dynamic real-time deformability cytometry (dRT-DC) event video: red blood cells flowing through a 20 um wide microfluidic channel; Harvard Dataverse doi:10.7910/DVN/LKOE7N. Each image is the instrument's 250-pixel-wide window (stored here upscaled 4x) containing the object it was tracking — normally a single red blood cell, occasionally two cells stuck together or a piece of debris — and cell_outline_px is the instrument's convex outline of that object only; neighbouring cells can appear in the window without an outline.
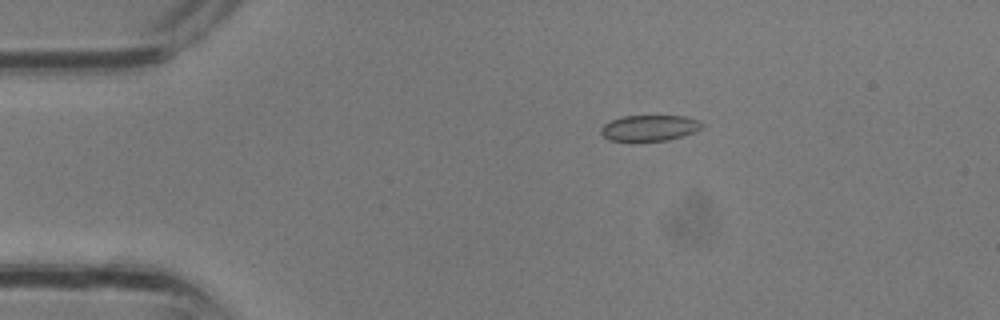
{"species": "common noctule bat (a hibernating species)", "species_latin": "Nyctalus noctula", "temperature_condition": "room temperature", "stored_images_in_passage": 2, "camera_frame_rate_fps": 3000, "um_per_image_px": 0.085, "animal": {"sex": "male", "body_mass_g": 13.3}, "frame": {"image": 1, "passage_image": 1, "time_ms": 0.0, "image_size_px": [1000, 320], "cell_outline_px": [[704, 124], [700, 128], [684, 136], [668, 140], [608, 140], [600, 132], [600, 128], [604, 124], [612, 120], [624, 116], [684, 116], [700, 120]], "centroid_in_image_um": [55.22, 10.86], "position_along_channel_um": 29.8, "area_um2": 15.03}}